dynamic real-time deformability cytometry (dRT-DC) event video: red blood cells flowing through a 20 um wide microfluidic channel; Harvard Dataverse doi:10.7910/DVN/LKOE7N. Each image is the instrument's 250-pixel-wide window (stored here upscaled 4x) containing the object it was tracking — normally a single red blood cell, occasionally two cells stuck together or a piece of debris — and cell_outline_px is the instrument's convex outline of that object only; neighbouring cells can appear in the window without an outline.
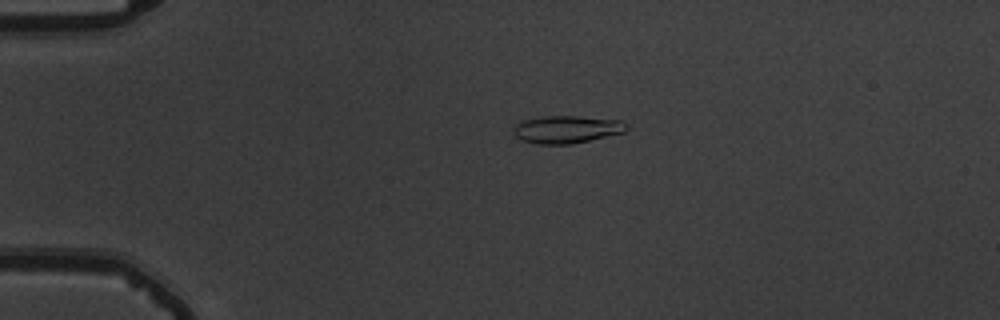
{"species": "common noctule bat (a hibernating species)", "species_latin": "Nyctalus noctula", "temperature_condition": "warm", "stored_images_in_passage": 44, "camera_frame_rate_fps": 3000, "um_per_image_px": 0.085, "animal": {"sex": "male", "body_mass_g": 19.5, "forearm_length_mm": 54.6}, "frame": {"image": 1, "passage_image": 2, "time_ms": 0.333, "image_size_px": [1000, 320], "cell_outline_px": [[628, 128], [624, 132], [572, 144], [536, 144], [520, 140], [512, 132], [512, 128], [520, 120], [540, 116], [580, 116], [620, 120], [628, 124]], "centroid_in_image_um": [48.12, 10.99], "position_along_channel_um": 36.9, "area_um2": 18.44}}
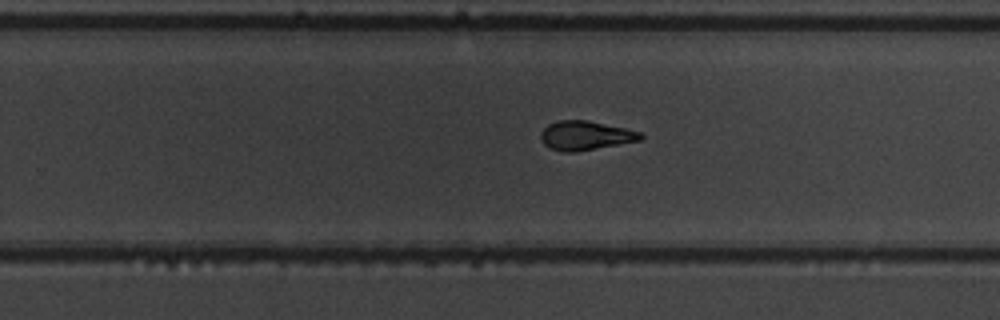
{"frame": {"image": 2, "passage_image": 25, "time_ms": 8.0, "image_size_px": [1000, 320], "cell_outline_px": [[644, 136], [640, 140], [576, 152], [564, 152], [548, 148], [540, 140], [540, 132], [548, 124], [556, 120], [588, 120], [644, 132]], "centroid_in_image_um": [49.74, 11.51], "position_along_channel_um": 280.1, "area_um2": 17.17}}
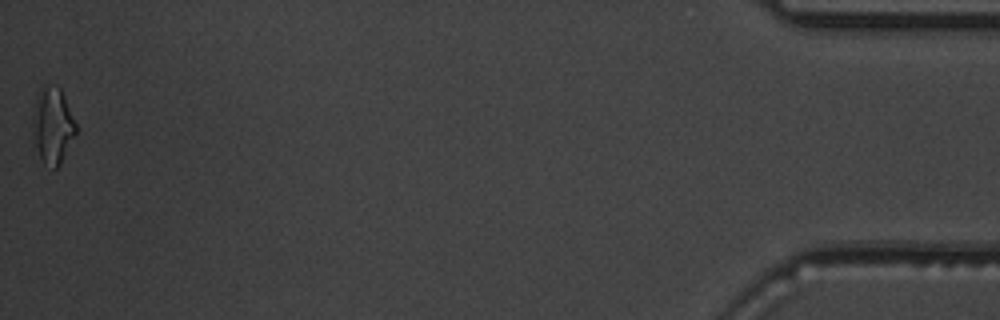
{"frame": {"image": 3, "passage_image": 44, "time_ms": 14.333, "image_size_px": [1000, 320], "cell_outline_px": [[76, 136], [60, 164], [56, 168], [52, 168], [44, 164], [32, 140], [32, 116], [36, 100], [40, 88], [44, 84], [48, 84], [60, 88], [64, 96], [76, 124]], "centroid_in_image_um": [4.46, 10.69], "position_along_channel_um": 430.7, "area_um2": 19.36}, "authors_computed_cell_mechanics": {"area_um2": 17.3111, "velocity_mm_per_s": 3.7753, "shape_relaxation_time_tau1_ms": 4.3904, "shape_relaxation_time_tau2_ms": 2.2454, "deformation_change_tau1": 0.1755, "deformation_change_tau2": 0.0806}}